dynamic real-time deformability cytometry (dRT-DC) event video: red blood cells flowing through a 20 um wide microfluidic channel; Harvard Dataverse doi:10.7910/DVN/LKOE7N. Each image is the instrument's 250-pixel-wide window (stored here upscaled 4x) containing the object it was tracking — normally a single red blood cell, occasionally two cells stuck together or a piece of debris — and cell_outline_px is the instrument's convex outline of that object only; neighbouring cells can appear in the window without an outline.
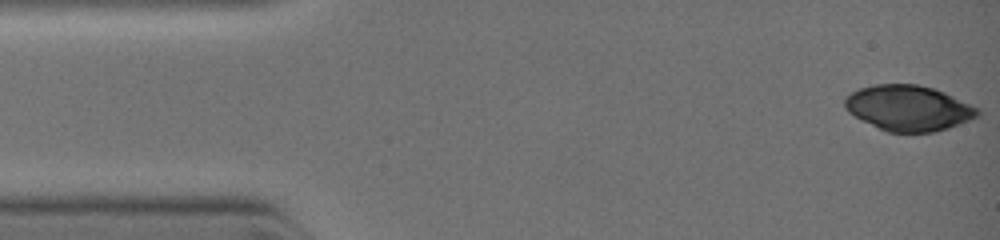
{"species": "common noctule bat (a hibernating species)", "species_latin": "Nyctalus noctula", "temperature_condition": "warm", "stored_images_in_passage": 14, "camera_frame_rate_fps": 3000, "um_per_image_px": 0.085, "animal": {"sex": "female", "body_mass_g": 19.0, "forearm_length_mm": 51.5}, "frame": {"image": 1, "passage_image": 1, "time_ms": 0.0, "image_size_px": [1000, 240], "cell_outline_px": [[980, 112], [976, 116], [968, 120], [948, 128], [932, 132], [888, 132], [848, 112], [844, 108], [844, 96], [860, 88], [872, 84], [916, 84], [932, 88], [944, 92], [980, 108]], "centroid_in_image_um": [77.2, 9.17], "position_along_channel_um": 7.8, "area_um2": 34.91}}